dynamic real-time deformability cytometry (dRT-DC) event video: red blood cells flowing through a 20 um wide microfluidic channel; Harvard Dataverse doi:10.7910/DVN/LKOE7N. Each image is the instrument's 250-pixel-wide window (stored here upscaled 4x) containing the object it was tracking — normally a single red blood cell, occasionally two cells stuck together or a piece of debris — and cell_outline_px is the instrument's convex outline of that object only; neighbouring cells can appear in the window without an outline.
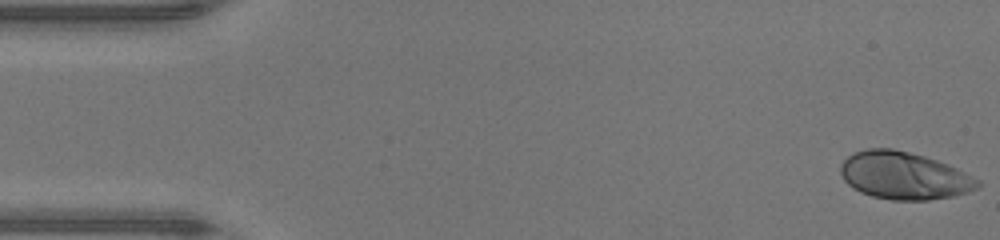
{"species": "human", "species_latin": "Homo sapiens", "temperature_condition": "warm", "stored_images_in_passage": 47, "camera_frame_rate_fps": 3000, "um_per_image_px": 0.085, "donor": {"sex": "male"}, "frame": {"image": 1, "passage_image": 1, "time_ms": 0.0, "image_size_px": [1000, 240], "cell_outline_px": [[980, 184], [976, 188], [968, 192], [952, 196], [928, 200], [892, 200], [872, 196], [860, 192], [852, 188], [844, 180], [840, 172], [840, 164], [848, 156], [856, 152], [868, 148], [892, 148], [924, 156], [948, 164], [980, 180]], "centroid_in_image_um": [76.82, 14.93], "position_along_channel_um": 8.2, "area_um2": 37.8}}
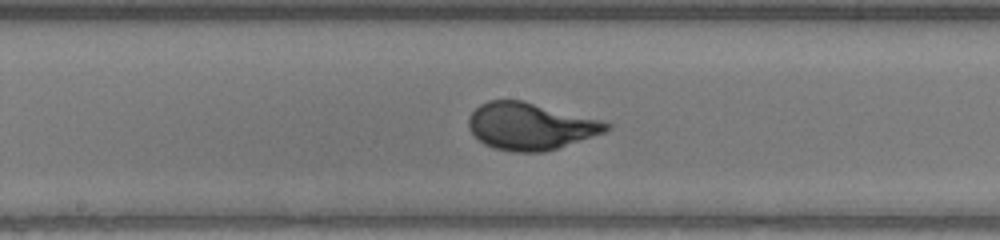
{"frame": {"image": 2, "passage_image": 24, "time_ms": 7.667, "image_size_px": [1000, 240], "cell_outline_px": [[612, 128], [604, 132], [544, 152], [512, 152], [492, 148], [484, 144], [468, 128], [468, 116], [480, 104], [488, 100], [524, 100], [600, 120], [612, 124]], "centroid_in_image_um": [45.05, 10.72], "position_along_channel_um": 203.2, "area_um2": 37.63}}
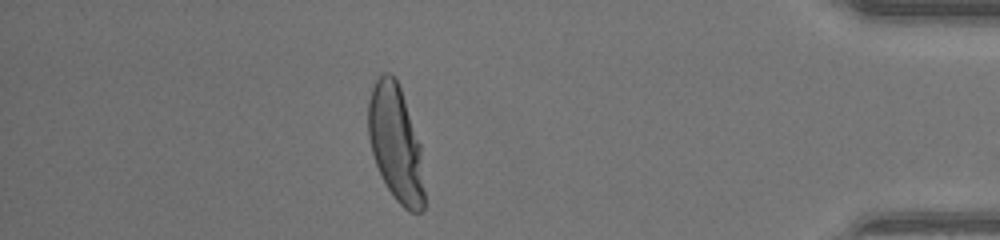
{"frame": {"image": 3, "passage_image": 41, "time_ms": 13.333, "image_size_px": [1000, 240], "cell_outline_px": [[424, 208], [420, 212], [408, 212], [396, 200], [388, 188], [376, 164], [372, 152], [368, 136], [368, 100], [372, 88], [376, 80], [384, 72], [388, 72], [396, 76], [420, 144], [424, 192]], "centroid_in_image_um": [33.63, 12.17], "position_along_channel_um": 401.6, "area_um2": 37.69}, "authors_computed_cell_mechanics": {"area_um2": 36.992, "velocity_mm_per_s": 4.3565, "shape_relaxation_time_tau1_ms": 3.6474, "shape_relaxation_time_tau2_ms": null, "deformation_change_tau1": 0.2377, "deformation_change_tau2": null}}